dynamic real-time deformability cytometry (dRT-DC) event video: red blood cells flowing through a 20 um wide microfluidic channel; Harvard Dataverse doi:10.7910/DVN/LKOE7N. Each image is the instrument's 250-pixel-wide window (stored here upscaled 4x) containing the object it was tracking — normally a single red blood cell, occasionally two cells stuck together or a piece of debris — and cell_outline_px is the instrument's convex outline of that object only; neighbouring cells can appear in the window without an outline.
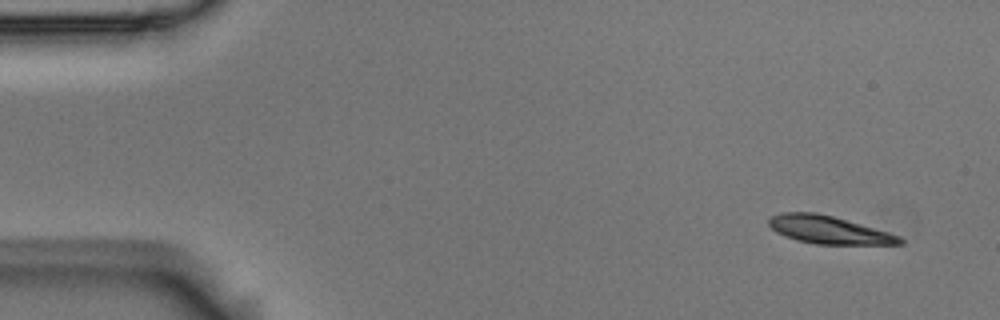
{"species": "Egyptian fruit bat (a non-hibernating species)", "species_latin": "Rousettus aegyptiacus", "temperature_condition": "room temperature", "stored_images_in_passage": 7, "camera_frame_rate_fps": 3000, "um_per_image_px": 0.085, "animal": {"sex": "male"}, "frame": {"image": 1, "passage_image": 1, "time_ms": 0.0, "image_size_px": [1000, 320], "cell_outline_px": [[904, 244], [816, 244], [796, 240], [776, 232], [768, 224], [768, 220], [772, 216], [780, 212], [816, 212], [832, 216], [888, 232], [900, 236], [904, 240]], "centroid_in_image_um": [70.42, 19.53], "position_along_channel_um": 14.6, "area_um2": 21.04}}
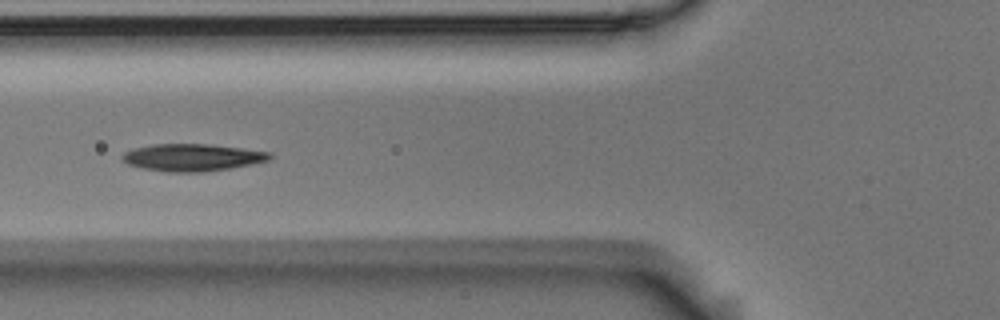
{"frame": {"image": 2, "passage_image": 6, "time_ms": 1.667, "image_size_px": [1000, 320], "cell_outline_px": [[272, 156], [268, 160], [252, 164], [204, 172], [168, 172], [144, 168], [128, 164], [120, 160], [120, 156], [124, 152], [132, 148], [152, 144], [208, 144], [272, 152]], "centroid_in_image_um": [16.3, 13.38], "position_along_channel_um": 109.5, "area_um2": 23.41}}
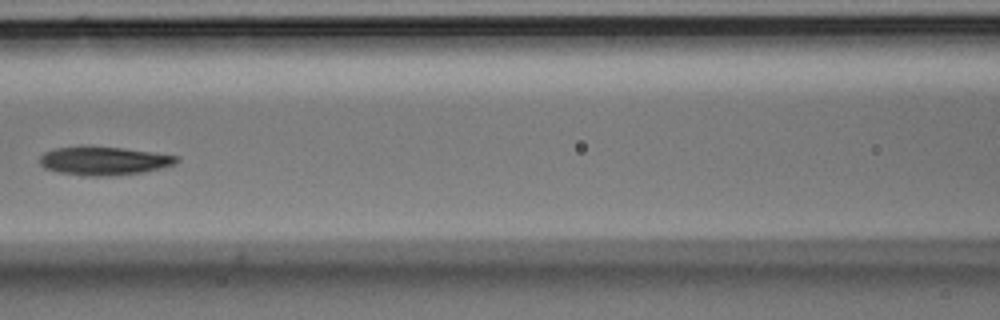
{"frame": {"image": 3, "passage_image": 7, "time_ms": 2.0, "image_size_px": [1000, 320], "cell_outline_px": [[180, 160], [176, 164], [144, 172], [108, 176], [84, 176], [60, 172], [44, 168], [40, 164], [40, 156], [44, 152], [56, 148], [124, 148], [156, 152], [180, 156]], "centroid_in_image_um": [8.91, 13.69], "position_along_channel_um": 157.7, "area_um2": 22.37}}